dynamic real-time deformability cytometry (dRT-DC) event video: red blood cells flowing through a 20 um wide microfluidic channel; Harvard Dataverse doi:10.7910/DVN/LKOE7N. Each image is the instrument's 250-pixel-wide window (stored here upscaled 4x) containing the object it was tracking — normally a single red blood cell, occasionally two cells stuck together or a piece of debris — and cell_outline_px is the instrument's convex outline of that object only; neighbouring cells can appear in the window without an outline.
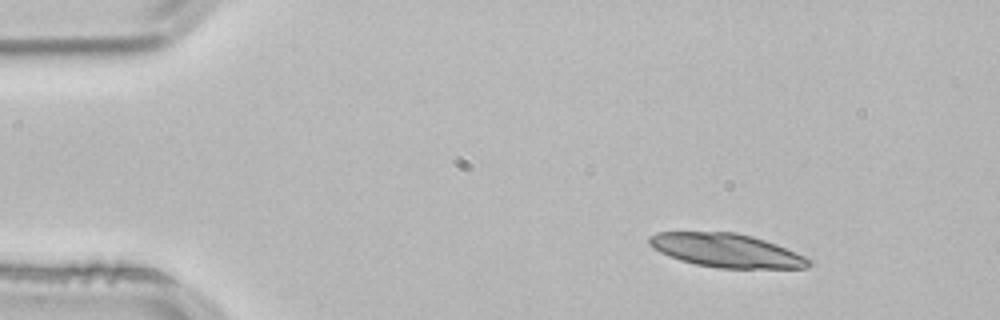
{"species": "common noctule bat (a hibernating species)", "species_latin": "Nyctalus noctula", "temperature_condition": "room temperature", "stored_images_in_passage": 9, "camera_frame_rate_fps": 3000, "um_per_image_px": 0.085, "animal": {"sex": "male", "body_mass_g": 21.5, "forearm_length_mm": 52.0}, "frame": {"image": 1, "passage_image": 1, "time_ms": 0.0, "image_size_px": [1000, 320], "cell_outline_px": [[812, 264], [808, 268], [716, 268], [696, 264], [680, 260], [668, 256], [652, 248], [648, 244], [648, 236], [656, 232], [736, 232], [752, 236], [776, 244], [796, 252], [812, 260]], "centroid_in_image_um": [61.73, 21.29], "position_along_channel_um": 23.3, "area_um2": 31.44}}